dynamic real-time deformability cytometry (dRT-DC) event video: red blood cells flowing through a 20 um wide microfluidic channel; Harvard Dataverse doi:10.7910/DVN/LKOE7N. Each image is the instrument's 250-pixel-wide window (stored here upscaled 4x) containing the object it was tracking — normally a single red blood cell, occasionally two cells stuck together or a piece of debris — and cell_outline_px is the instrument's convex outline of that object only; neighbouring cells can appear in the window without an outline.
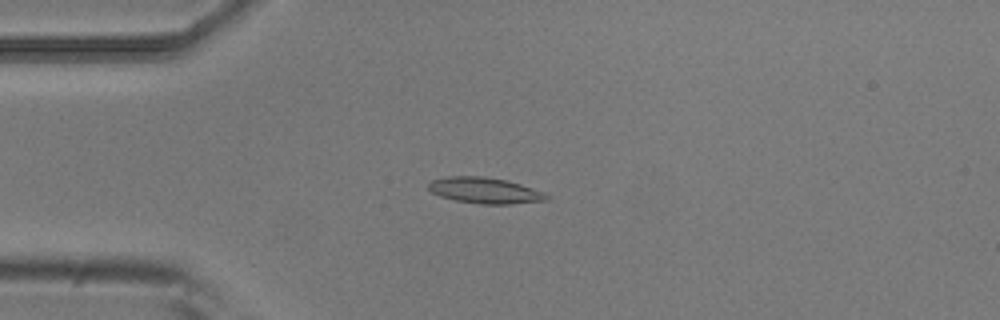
{"species": "common noctule bat (a hibernating species)", "species_latin": "Nyctalus noctula", "temperature_condition": "room temperature", "stored_images_in_passage": 4, "camera_frame_rate_fps": 3000, "um_per_image_px": 0.085, "animal": {"sex": "male", "body_mass_g": 20.5, "forearm_length_mm": 52.5}, "frame": {"image": 1, "passage_image": 2, "time_ms": 0.333, "image_size_px": [1000, 320], "cell_outline_px": [[552, 196], [548, 200], [512, 204], [480, 204], [456, 200], [440, 196], [432, 192], [428, 188], [428, 184], [432, 180], [448, 176], [484, 176], [504, 180], [520, 184], [544, 192]], "centroid_in_image_um": [41.24, 16.19], "position_along_channel_um": 43.8, "area_um2": 17.86}}
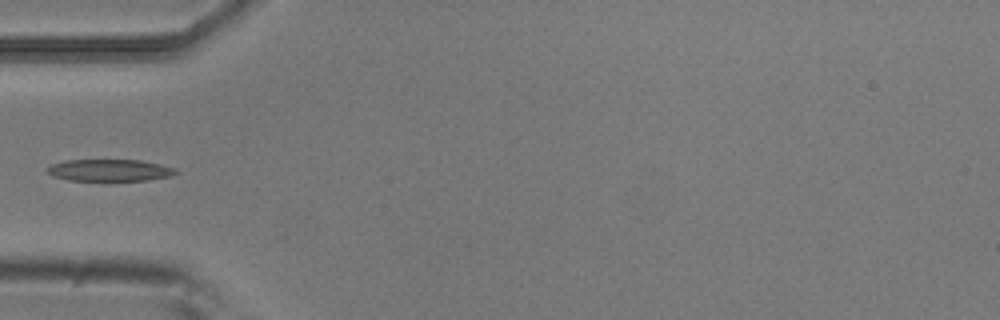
{"frame": {"image": 2, "passage_image": 3, "time_ms": 0.667, "image_size_px": [1000, 320], "cell_outline_px": [[180, 172], [168, 176], [148, 180], [112, 184], [68, 180], [52, 176], [48, 172], [48, 168], [52, 164], [64, 160], [140, 160], [160, 164], [176, 168]], "centroid_in_image_um": [9.33, 14.52], "position_along_channel_um": 75.7, "area_um2": 17.4}}
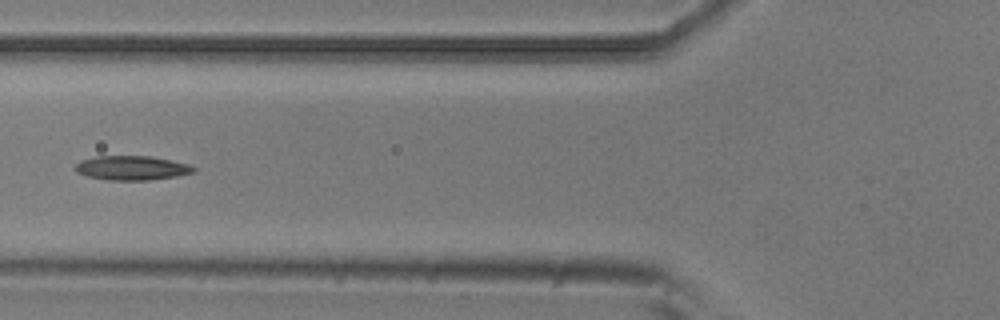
{"frame": {"image": 3, "passage_image": 4, "time_ms": 1.0, "image_size_px": [1000, 320], "cell_outline_px": [[196, 172], [176, 176], [148, 180], [108, 180], [88, 176], [76, 172], [76, 164], [80, 160], [96, 156], [148, 156], [172, 160], [188, 164], [196, 168]], "centroid_in_image_um": [11.21, 14.27], "position_along_channel_um": 114.6, "area_um2": 16.7}}